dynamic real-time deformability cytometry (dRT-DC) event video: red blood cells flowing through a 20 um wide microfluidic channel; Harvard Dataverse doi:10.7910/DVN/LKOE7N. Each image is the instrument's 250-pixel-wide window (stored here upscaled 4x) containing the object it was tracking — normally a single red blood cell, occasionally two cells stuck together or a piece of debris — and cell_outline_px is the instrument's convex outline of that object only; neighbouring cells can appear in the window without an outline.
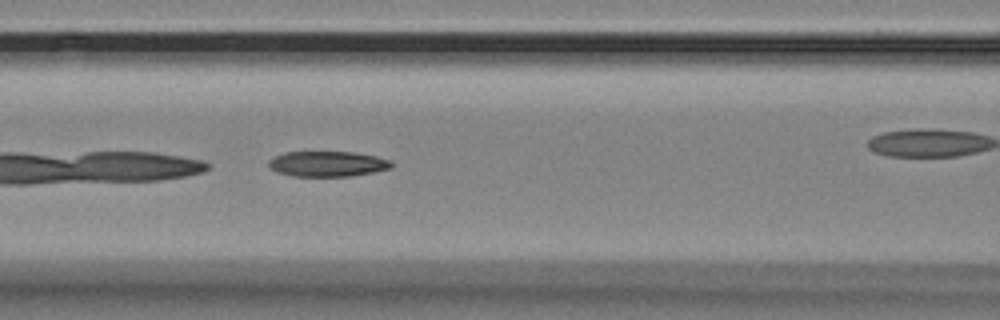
{"species": "Egyptian fruit bat (a non-hibernating species)", "species_latin": "Rousettus aegyptiacus", "temperature_condition": "room temperature", "stored_images_in_passage": 14, "camera_frame_rate_fps": 3000, "um_per_image_px": 0.085, "animal": {"sex": "female"}, "frame": {"image": 1, "passage_image": 7, "time_ms": 2.0, "image_size_px": [1000, 320], "cell_outline_px": [[392, 168], [372, 172], [348, 176], [292, 176], [276, 172], [268, 168], [268, 160], [284, 152], [352, 152], [376, 156], [392, 160]], "centroid_in_image_um": [27.81, 13.93], "position_along_channel_um": 138.8, "area_um2": 18.21}}